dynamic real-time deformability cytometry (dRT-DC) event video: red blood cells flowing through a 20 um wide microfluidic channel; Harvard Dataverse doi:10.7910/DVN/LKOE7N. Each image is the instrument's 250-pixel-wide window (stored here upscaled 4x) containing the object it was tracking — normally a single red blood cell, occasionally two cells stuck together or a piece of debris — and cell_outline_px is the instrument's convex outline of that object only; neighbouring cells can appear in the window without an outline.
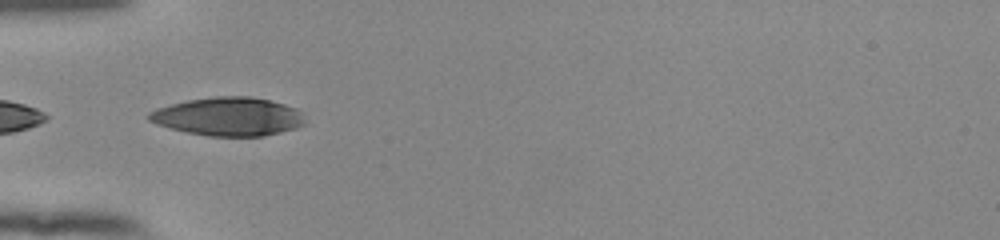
{"species": "human", "species_latin": "Homo sapiens", "temperature_condition": "room temperature", "stored_images_in_passage": 23, "camera_frame_rate_fps": 3000, "um_per_image_px": 0.085, "donor": {"sex": "female"}, "frame": {"image": 1, "passage_image": 1, "time_ms": 0.0, "image_size_px": [1000, 240], "cell_outline_px": [[304, 124], [296, 128], [264, 136], [208, 136], [188, 132], [156, 124], [148, 120], [144, 116], [148, 112], [156, 108], [188, 100], [216, 96], [252, 96], [284, 104], [296, 108], [300, 112], [304, 120]], "centroid_in_image_um": [19.38, 9.9], "position_along_channel_um": 65.6, "area_um2": 34.91}}
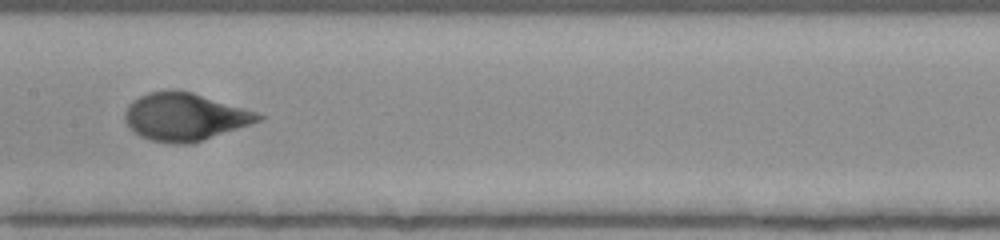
{"frame": {"image": 2, "passage_image": 11, "time_ms": 3.333, "image_size_px": [1000, 240], "cell_outline_px": [[264, 116], [260, 120], [192, 144], [172, 144], [148, 140], [140, 136], [124, 120], [124, 112], [128, 104], [132, 100], [148, 92], [168, 88], [176, 88], [192, 92], [244, 108], [256, 112]], "centroid_in_image_um": [15.64, 9.91], "position_along_channel_um": 191.8, "area_um2": 37.11}}
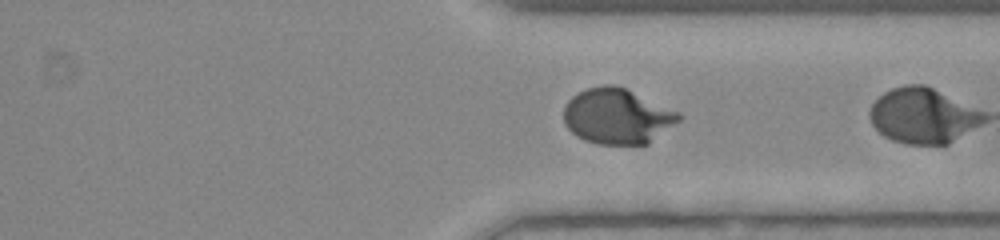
{"frame": {"image": 3, "passage_image": 22, "time_ms": 7.0, "image_size_px": [1000, 240], "cell_outline_px": [[684, 116], [680, 120], [648, 144], [596, 144], [584, 140], [576, 136], [564, 124], [564, 108], [568, 100], [572, 96], [588, 88], [604, 84], [616, 84], [680, 112]], "centroid_in_image_um": [52.47, 9.88], "position_along_channel_um": 358.9, "area_um2": 37.28}}